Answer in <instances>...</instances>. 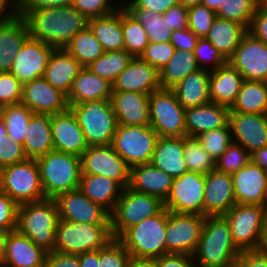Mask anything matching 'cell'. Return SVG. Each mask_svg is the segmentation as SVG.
<instances>
[{
    "label": "cell",
    "mask_w": 267,
    "mask_h": 267,
    "mask_svg": "<svg viewBox=\"0 0 267 267\" xmlns=\"http://www.w3.org/2000/svg\"><path fill=\"white\" fill-rule=\"evenodd\" d=\"M138 9L163 14L172 6L179 3V0H130Z\"/></svg>",
    "instance_id": "65"
},
{
    "label": "cell",
    "mask_w": 267,
    "mask_h": 267,
    "mask_svg": "<svg viewBox=\"0 0 267 267\" xmlns=\"http://www.w3.org/2000/svg\"><path fill=\"white\" fill-rule=\"evenodd\" d=\"M9 232L0 230V266L4 263L6 239Z\"/></svg>",
    "instance_id": "70"
},
{
    "label": "cell",
    "mask_w": 267,
    "mask_h": 267,
    "mask_svg": "<svg viewBox=\"0 0 267 267\" xmlns=\"http://www.w3.org/2000/svg\"><path fill=\"white\" fill-rule=\"evenodd\" d=\"M251 161V154L240 144L232 142L221 156L215 160L217 171L232 174Z\"/></svg>",
    "instance_id": "49"
},
{
    "label": "cell",
    "mask_w": 267,
    "mask_h": 267,
    "mask_svg": "<svg viewBox=\"0 0 267 267\" xmlns=\"http://www.w3.org/2000/svg\"><path fill=\"white\" fill-rule=\"evenodd\" d=\"M69 108L75 114L88 146L112 143L118 124L110 100L87 101Z\"/></svg>",
    "instance_id": "7"
},
{
    "label": "cell",
    "mask_w": 267,
    "mask_h": 267,
    "mask_svg": "<svg viewBox=\"0 0 267 267\" xmlns=\"http://www.w3.org/2000/svg\"><path fill=\"white\" fill-rule=\"evenodd\" d=\"M164 21H167L169 29L186 30L188 27V8L180 3L172 6L169 10L162 14Z\"/></svg>",
    "instance_id": "58"
},
{
    "label": "cell",
    "mask_w": 267,
    "mask_h": 267,
    "mask_svg": "<svg viewBox=\"0 0 267 267\" xmlns=\"http://www.w3.org/2000/svg\"><path fill=\"white\" fill-rule=\"evenodd\" d=\"M19 0H0V25L7 23L17 14Z\"/></svg>",
    "instance_id": "66"
},
{
    "label": "cell",
    "mask_w": 267,
    "mask_h": 267,
    "mask_svg": "<svg viewBox=\"0 0 267 267\" xmlns=\"http://www.w3.org/2000/svg\"><path fill=\"white\" fill-rule=\"evenodd\" d=\"M112 84L83 67L74 79L68 94V106L87 101L110 100Z\"/></svg>",
    "instance_id": "31"
},
{
    "label": "cell",
    "mask_w": 267,
    "mask_h": 267,
    "mask_svg": "<svg viewBox=\"0 0 267 267\" xmlns=\"http://www.w3.org/2000/svg\"><path fill=\"white\" fill-rule=\"evenodd\" d=\"M183 155L188 171L206 175L215 170V159L202 148L196 137L184 136Z\"/></svg>",
    "instance_id": "46"
},
{
    "label": "cell",
    "mask_w": 267,
    "mask_h": 267,
    "mask_svg": "<svg viewBox=\"0 0 267 267\" xmlns=\"http://www.w3.org/2000/svg\"><path fill=\"white\" fill-rule=\"evenodd\" d=\"M174 178L151 163L130 168L128 188L133 191L166 200Z\"/></svg>",
    "instance_id": "26"
},
{
    "label": "cell",
    "mask_w": 267,
    "mask_h": 267,
    "mask_svg": "<svg viewBox=\"0 0 267 267\" xmlns=\"http://www.w3.org/2000/svg\"><path fill=\"white\" fill-rule=\"evenodd\" d=\"M175 50L170 41L162 43L149 42L140 58L159 72L169 62Z\"/></svg>",
    "instance_id": "53"
},
{
    "label": "cell",
    "mask_w": 267,
    "mask_h": 267,
    "mask_svg": "<svg viewBox=\"0 0 267 267\" xmlns=\"http://www.w3.org/2000/svg\"><path fill=\"white\" fill-rule=\"evenodd\" d=\"M82 68L83 66L64 48L54 49L49 58L44 78L67 97L74 79Z\"/></svg>",
    "instance_id": "30"
},
{
    "label": "cell",
    "mask_w": 267,
    "mask_h": 267,
    "mask_svg": "<svg viewBox=\"0 0 267 267\" xmlns=\"http://www.w3.org/2000/svg\"><path fill=\"white\" fill-rule=\"evenodd\" d=\"M150 126L161 137H184L185 109L171 89H159L149 95Z\"/></svg>",
    "instance_id": "12"
},
{
    "label": "cell",
    "mask_w": 267,
    "mask_h": 267,
    "mask_svg": "<svg viewBox=\"0 0 267 267\" xmlns=\"http://www.w3.org/2000/svg\"><path fill=\"white\" fill-rule=\"evenodd\" d=\"M130 259L129 252L114 238L99 249V267H127Z\"/></svg>",
    "instance_id": "52"
},
{
    "label": "cell",
    "mask_w": 267,
    "mask_h": 267,
    "mask_svg": "<svg viewBox=\"0 0 267 267\" xmlns=\"http://www.w3.org/2000/svg\"><path fill=\"white\" fill-rule=\"evenodd\" d=\"M133 57L125 50L106 51L87 68L94 74L113 84Z\"/></svg>",
    "instance_id": "43"
},
{
    "label": "cell",
    "mask_w": 267,
    "mask_h": 267,
    "mask_svg": "<svg viewBox=\"0 0 267 267\" xmlns=\"http://www.w3.org/2000/svg\"><path fill=\"white\" fill-rule=\"evenodd\" d=\"M243 81V76L228 62L211 71L209 77L210 101L231 107Z\"/></svg>",
    "instance_id": "32"
},
{
    "label": "cell",
    "mask_w": 267,
    "mask_h": 267,
    "mask_svg": "<svg viewBox=\"0 0 267 267\" xmlns=\"http://www.w3.org/2000/svg\"><path fill=\"white\" fill-rule=\"evenodd\" d=\"M25 133L23 148L28 158L36 159L54 150L51 115L34 113Z\"/></svg>",
    "instance_id": "35"
},
{
    "label": "cell",
    "mask_w": 267,
    "mask_h": 267,
    "mask_svg": "<svg viewBox=\"0 0 267 267\" xmlns=\"http://www.w3.org/2000/svg\"><path fill=\"white\" fill-rule=\"evenodd\" d=\"M247 32L248 29L237 22L216 17L205 38L228 60Z\"/></svg>",
    "instance_id": "37"
},
{
    "label": "cell",
    "mask_w": 267,
    "mask_h": 267,
    "mask_svg": "<svg viewBox=\"0 0 267 267\" xmlns=\"http://www.w3.org/2000/svg\"><path fill=\"white\" fill-rule=\"evenodd\" d=\"M199 37L190 29L172 31L170 42L177 50L193 52Z\"/></svg>",
    "instance_id": "61"
},
{
    "label": "cell",
    "mask_w": 267,
    "mask_h": 267,
    "mask_svg": "<svg viewBox=\"0 0 267 267\" xmlns=\"http://www.w3.org/2000/svg\"><path fill=\"white\" fill-rule=\"evenodd\" d=\"M261 0H224L217 17L237 22L249 29Z\"/></svg>",
    "instance_id": "47"
},
{
    "label": "cell",
    "mask_w": 267,
    "mask_h": 267,
    "mask_svg": "<svg viewBox=\"0 0 267 267\" xmlns=\"http://www.w3.org/2000/svg\"><path fill=\"white\" fill-rule=\"evenodd\" d=\"M124 50L132 57H140L149 44L144 27L122 6Z\"/></svg>",
    "instance_id": "45"
},
{
    "label": "cell",
    "mask_w": 267,
    "mask_h": 267,
    "mask_svg": "<svg viewBox=\"0 0 267 267\" xmlns=\"http://www.w3.org/2000/svg\"><path fill=\"white\" fill-rule=\"evenodd\" d=\"M158 134L149 126L118 124L112 140V147L131 168L151 162Z\"/></svg>",
    "instance_id": "11"
},
{
    "label": "cell",
    "mask_w": 267,
    "mask_h": 267,
    "mask_svg": "<svg viewBox=\"0 0 267 267\" xmlns=\"http://www.w3.org/2000/svg\"><path fill=\"white\" fill-rule=\"evenodd\" d=\"M52 139L55 151L81 156L88 148L84 133L73 111L51 115Z\"/></svg>",
    "instance_id": "23"
},
{
    "label": "cell",
    "mask_w": 267,
    "mask_h": 267,
    "mask_svg": "<svg viewBox=\"0 0 267 267\" xmlns=\"http://www.w3.org/2000/svg\"><path fill=\"white\" fill-rule=\"evenodd\" d=\"M248 32L267 44V7L261 2L256 8V13L253 16Z\"/></svg>",
    "instance_id": "59"
},
{
    "label": "cell",
    "mask_w": 267,
    "mask_h": 267,
    "mask_svg": "<svg viewBox=\"0 0 267 267\" xmlns=\"http://www.w3.org/2000/svg\"><path fill=\"white\" fill-rule=\"evenodd\" d=\"M20 103L37 114L53 115L65 112L69 108L66 96L44 77H38L22 85Z\"/></svg>",
    "instance_id": "19"
},
{
    "label": "cell",
    "mask_w": 267,
    "mask_h": 267,
    "mask_svg": "<svg viewBox=\"0 0 267 267\" xmlns=\"http://www.w3.org/2000/svg\"><path fill=\"white\" fill-rule=\"evenodd\" d=\"M204 191L205 175L187 171L174 178L164 207L171 212L203 216Z\"/></svg>",
    "instance_id": "14"
},
{
    "label": "cell",
    "mask_w": 267,
    "mask_h": 267,
    "mask_svg": "<svg viewBox=\"0 0 267 267\" xmlns=\"http://www.w3.org/2000/svg\"><path fill=\"white\" fill-rule=\"evenodd\" d=\"M64 49L83 67L89 66L105 52L88 26L77 33Z\"/></svg>",
    "instance_id": "42"
},
{
    "label": "cell",
    "mask_w": 267,
    "mask_h": 267,
    "mask_svg": "<svg viewBox=\"0 0 267 267\" xmlns=\"http://www.w3.org/2000/svg\"><path fill=\"white\" fill-rule=\"evenodd\" d=\"M264 207H265V209L267 211V192H266V198H265V202H264Z\"/></svg>",
    "instance_id": "75"
},
{
    "label": "cell",
    "mask_w": 267,
    "mask_h": 267,
    "mask_svg": "<svg viewBox=\"0 0 267 267\" xmlns=\"http://www.w3.org/2000/svg\"><path fill=\"white\" fill-rule=\"evenodd\" d=\"M217 17L216 13L205 5L188 8V27L199 38H205Z\"/></svg>",
    "instance_id": "51"
},
{
    "label": "cell",
    "mask_w": 267,
    "mask_h": 267,
    "mask_svg": "<svg viewBox=\"0 0 267 267\" xmlns=\"http://www.w3.org/2000/svg\"><path fill=\"white\" fill-rule=\"evenodd\" d=\"M80 191L92 202L100 205L109 214L115 209L123 187L114 179L96 175L81 174Z\"/></svg>",
    "instance_id": "33"
},
{
    "label": "cell",
    "mask_w": 267,
    "mask_h": 267,
    "mask_svg": "<svg viewBox=\"0 0 267 267\" xmlns=\"http://www.w3.org/2000/svg\"><path fill=\"white\" fill-rule=\"evenodd\" d=\"M194 54L200 69L213 71L227 63V60L206 38H199Z\"/></svg>",
    "instance_id": "50"
},
{
    "label": "cell",
    "mask_w": 267,
    "mask_h": 267,
    "mask_svg": "<svg viewBox=\"0 0 267 267\" xmlns=\"http://www.w3.org/2000/svg\"><path fill=\"white\" fill-rule=\"evenodd\" d=\"M232 141L250 154L267 146V114L229 113Z\"/></svg>",
    "instance_id": "20"
},
{
    "label": "cell",
    "mask_w": 267,
    "mask_h": 267,
    "mask_svg": "<svg viewBox=\"0 0 267 267\" xmlns=\"http://www.w3.org/2000/svg\"><path fill=\"white\" fill-rule=\"evenodd\" d=\"M88 27L105 52L124 50L122 5L110 15L88 19Z\"/></svg>",
    "instance_id": "38"
},
{
    "label": "cell",
    "mask_w": 267,
    "mask_h": 267,
    "mask_svg": "<svg viewBox=\"0 0 267 267\" xmlns=\"http://www.w3.org/2000/svg\"><path fill=\"white\" fill-rule=\"evenodd\" d=\"M73 0H19L17 10H39L72 5Z\"/></svg>",
    "instance_id": "64"
},
{
    "label": "cell",
    "mask_w": 267,
    "mask_h": 267,
    "mask_svg": "<svg viewBox=\"0 0 267 267\" xmlns=\"http://www.w3.org/2000/svg\"><path fill=\"white\" fill-rule=\"evenodd\" d=\"M25 20L29 36L52 46L65 48L88 26V19L72 5L39 10H17Z\"/></svg>",
    "instance_id": "1"
},
{
    "label": "cell",
    "mask_w": 267,
    "mask_h": 267,
    "mask_svg": "<svg viewBox=\"0 0 267 267\" xmlns=\"http://www.w3.org/2000/svg\"><path fill=\"white\" fill-rule=\"evenodd\" d=\"M127 267H158L156 259L136 258L132 257Z\"/></svg>",
    "instance_id": "69"
},
{
    "label": "cell",
    "mask_w": 267,
    "mask_h": 267,
    "mask_svg": "<svg viewBox=\"0 0 267 267\" xmlns=\"http://www.w3.org/2000/svg\"><path fill=\"white\" fill-rule=\"evenodd\" d=\"M0 189L18 205L45 199L39 167L35 159L16 163L0 170Z\"/></svg>",
    "instance_id": "9"
},
{
    "label": "cell",
    "mask_w": 267,
    "mask_h": 267,
    "mask_svg": "<svg viewBox=\"0 0 267 267\" xmlns=\"http://www.w3.org/2000/svg\"><path fill=\"white\" fill-rule=\"evenodd\" d=\"M230 112L267 114V82L244 80Z\"/></svg>",
    "instance_id": "39"
},
{
    "label": "cell",
    "mask_w": 267,
    "mask_h": 267,
    "mask_svg": "<svg viewBox=\"0 0 267 267\" xmlns=\"http://www.w3.org/2000/svg\"><path fill=\"white\" fill-rule=\"evenodd\" d=\"M209 70L199 69L190 73L177 83L171 90L184 109L202 106L210 103Z\"/></svg>",
    "instance_id": "36"
},
{
    "label": "cell",
    "mask_w": 267,
    "mask_h": 267,
    "mask_svg": "<svg viewBox=\"0 0 267 267\" xmlns=\"http://www.w3.org/2000/svg\"><path fill=\"white\" fill-rule=\"evenodd\" d=\"M47 252L17 230L8 233L3 265L6 267H41Z\"/></svg>",
    "instance_id": "28"
},
{
    "label": "cell",
    "mask_w": 267,
    "mask_h": 267,
    "mask_svg": "<svg viewBox=\"0 0 267 267\" xmlns=\"http://www.w3.org/2000/svg\"><path fill=\"white\" fill-rule=\"evenodd\" d=\"M235 204L231 174L216 169L206 174L203 216H224Z\"/></svg>",
    "instance_id": "22"
},
{
    "label": "cell",
    "mask_w": 267,
    "mask_h": 267,
    "mask_svg": "<svg viewBox=\"0 0 267 267\" xmlns=\"http://www.w3.org/2000/svg\"><path fill=\"white\" fill-rule=\"evenodd\" d=\"M156 260L158 267H196L194 257L185 253H167Z\"/></svg>",
    "instance_id": "62"
},
{
    "label": "cell",
    "mask_w": 267,
    "mask_h": 267,
    "mask_svg": "<svg viewBox=\"0 0 267 267\" xmlns=\"http://www.w3.org/2000/svg\"><path fill=\"white\" fill-rule=\"evenodd\" d=\"M35 160L39 167L45 199H56L60 194L79 189V156L53 150Z\"/></svg>",
    "instance_id": "4"
},
{
    "label": "cell",
    "mask_w": 267,
    "mask_h": 267,
    "mask_svg": "<svg viewBox=\"0 0 267 267\" xmlns=\"http://www.w3.org/2000/svg\"><path fill=\"white\" fill-rule=\"evenodd\" d=\"M204 218L166 209V254L185 253L193 256L199 244Z\"/></svg>",
    "instance_id": "13"
},
{
    "label": "cell",
    "mask_w": 267,
    "mask_h": 267,
    "mask_svg": "<svg viewBox=\"0 0 267 267\" xmlns=\"http://www.w3.org/2000/svg\"><path fill=\"white\" fill-rule=\"evenodd\" d=\"M18 204L0 189V230L11 232L17 227Z\"/></svg>",
    "instance_id": "57"
},
{
    "label": "cell",
    "mask_w": 267,
    "mask_h": 267,
    "mask_svg": "<svg viewBox=\"0 0 267 267\" xmlns=\"http://www.w3.org/2000/svg\"><path fill=\"white\" fill-rule=\"evenodd\" d=\"M22 97V84L10 72H0V108L18 104Z\"/></svg>",
    "instance_id": "55"
},
{
    "label": "cell",
    "mask_w": 267,
    "mask_h": 267,
    "mask_svg": "<svg viewBox=\"0 0 267 267\" xmlns=\"http://www.w3.org/2000/svg\"><path fill=\"white\" fill-rule=\"evenodd\" d=\"M46 262L51 267H80L78 255L60 251L48 252Z\"/></svg>",
    "instance_id": "63"
},
{
    "label": "cell",
    "mask_w": 267,
    "mask_h": 267,
    "mask_svg": "<svg viewBox=\"0 0 267 267\" xmlns=\"http://www.w3.org/2000/svg\"><path fill=\"white\" fill-rule=\"evenodd\" d=\"M7 133H6V126L4 121L0 117V141L3 139H7Z\"/></svg>",
    "instance_id": "73"
},
{
    "label": "cell",
    "mask_w": 267,
    "mask_h": 267,
    "mask_svg": "<svg viewBox=\"0 0 267 267\" xmlns=\"http://www.w3.org/2000/svg\"><path fill=\"white\" fill-rule=\"evenodd\" d=\"M224 217L230 224L232 241L240 251L261 248L267 218L264 206L235 204Z\"/></svg>",
    "instance_id": "10"
},
{
    "label": "cell",
    "mask_w": 267,
    "mask_h": 267,
    "mask_svg": "<svg viewBox=\"0 0 267 267\" xmlns=\"http://www.w3.org/2000/svg\"><path fill=\"white\" fill-rule=\"evenodd\" d=\"M229 113L230 107L213 102L185 109L186 136L197 137L202 132L227 126Z\"/></svg>",
    "instance_id": "27"
},
{
    "label": "cell",
    "mask_w": 267,
    "mask_h": 267,
    "mask_svg": "<svg viewBox=\"0 0 267 267\" xmlns=\"http://www.w3.org/2000/svg\"><path fill=\"white\" fill-rule=\"evenodd\" d=\"M112 239L111 224L75 223L59 219L54 251L79 255L102 249Z\"/></svg>",
    "instance_id": "6"
},
{
    "label": "cell",
    "mask_w": 267,
    "mask_h": 267,
    "mask_svg": "<svg viewBox=\"0 0 267 267\" xmlns=\"http://www.w3.org/2000/svg\"><path fill=\"white\" fill-rule=\"evenodd\" d=\"M27 159L23 144L15 142L10 137L0 141V170Z\"/></svg>",
    "instance_id": "56"
},
{
    "label": "cell",
    "mask_w": 267,
    "mask_h": 267,
    "mask_svg": "<svg viewBox=\"0 0 267 267\" xmlns=\"http://www.w3.org/2000/svg\"><path fill=\"white\" fill-rule=\"evenodd\" d=\"M34 113L24 104L18 103L0 108V117L6 126L7 136L23 144L25 131Z\"/></svg>",
    "instance_id": "44"
},
{
    "label": "cell",
    "mask_w": 267,
    "mask_h": 267,
    "mask_svg": "<svg viewBox=\"0 0 267 267\" xmlns=\"http://www.w3.org/2000/svg\"><path fill=\"white\" fill-rule=\"evenodd\" d=\"M261 249L267 252V218H266V223H265L264 237H263Z\"/></svg>",
    "instance_id": "74"
},
{
    "label": "cell",
    "mask_w": 267,
    "mask_h": 267,
    "mask_svg": "<svg viewBox=\"0 0 267 267\" xmlns=\"http://www.w3.org/2000/svg\"><path fill=\"white\" fill-rule=\"evenodd\" d=\"M81 174H96L128 187L130 167L117 154L112 145L88 146L80 156Z\"/></svg>",
    "instance_id": "15"
},
{
    "label": "cell",
    "mask_w": 267,
    "mask_h": 267,
    "mask_svg": "<svg viewBox=\"0 0 267 267\" xmlns=\"http://www.w3.org/2000/svg\"><path fill=\"white\" fill-rule=\"evenodd\" d=\"M110 101L117 124L150 125L149 95L139 92L112 91Z\"/></svg>",
    "instance_id": "25"
},
{
    "label": "cell",
    "mask_w": 267,
    "mask_h": 267,
    "mask_svg": "<svg viewBox=\"0 0 267 267\" xmlns=\"http://www.w3.org/2000/svg\"><path fill=\"white\" fill-rule=\"evenodd\" d=\"M123 7L134 17L146 30L149 42L162 43L169 42L172 31L169 29L167 21H164L163 15L138 9L130 0H121Z\"/></svg>",
    "instance_id": "41"
},
{
    "label": "cell",
    "mask_w": 267,
    "mask_h": 267,
    "mask_svg": "<svg viewBox=\"0 0 267 267\" xmlns=\"http://www.w3.org/2000/svg\"><path fill=\"white\" fill-rule=\"evenodd\" d=\"M29 36L25 20L17 13L0 25V72H9L23 42Z\"/></svg>",
    "instance_id": "34"
},
{
    "label": "cell",
    "mask_w": 267,
    "mask_h": 267,
    "mask_svg": "<svg viewBox=\"0 0 267 267\" xmlns=\"http://www.w3.org/2000/svg\"><path fill=\"white\" fill-rule=\"evenodd\" d=\"M112 0H73L72 6L82 13L87 19L104 17L114 13L118 8L120 1L114 3Z\"/></svg>",
    "instance_id": "54"
},
{
    "label": "cell",
    "mask_w": 267,
    "mask_h": 267,
    "mask_svg": "<svg viewBox=\"0 0 267 267\" xmlns=\"http://www.w3.org/2000/svg\"><path fill=\"white\" fill-rule=\"evenodd\" d=\"M166 208L127 228L117 240L132 257L156 259L166 254Z\"/></svg>",
    "instance_id": "5"
},
{
    "label": "cell",
    "mask_w": 267,
    "mask_h": 267,
    "mask_svg": "<svg viewBox=\"0 0 267 267\" xmlns=\"http://www.w3.org/2000/svg\"><path fill=\"white\" fill-rule=\"evenodd\" d=\"M164 202L155 196L123 188L115 209L110 214L111 234L117 239L127 228L159 214Z\"/></svg>",
    "instance_id": "8"
},
{
    "label": "cell",
    "mask_w": 267,
    "mask_h": 267,
    "mask_svg": "<svg viewBox=\"0 0 267 267\" xmlns=\"http://www.w3.org/2000/svg\"><path fill=\"white\" fill-rule=\"evenodd\" d=\"M54 49L52 46L28 36L17 53L9 72L22 85L38 77H44Z\"/></svg>",
    "instance_id": "17"
},
{
    "label": "cell",
    "mask_w": 267,
    "mask_h": 267,
    "mask_svg": "<svg viewBox=\"0 0 267 267\" xmlns=\"http://www.w3.org/2000/svg\"><path fill=\"white\" fill-rule=\"evenodd\" d=\"M194 52L175 50L169 62L159 71L161 89H171L190 73L199 70Z\"/></svg>",
    "instance_id": "40"
},
{
    "label": "cell",
    "mask_w": 267,
    "mask_h": 267,
    "mask_svg": "<svg viewBox=\"0 0 267 267\" xmlns=\"http://www.w3.org/2000/svg\"><path fill=\"white\" fill-rule=\"evenodd\" d=\"M261 3L267 7V0H261Z\"/></svg>",
    "instance_id": "76"
},
{
    "label": "cell",
    "mask_w": 267,
    "mask_h": 267,
    "mask_svg": "<svg viewBox=\"0 0 267 267\" xmlns=\"http://www.w3.org/2000/svg\"><path fill=\"white\" fill-rule=\"evenodd\" d=\"M59 219L75 223L110 224V214L92 202L80 189L60 194L55 199Z\"/></svg>",
    "instance_id": "18"
},
{
    "label": "cell",
    "mask_w": 267,
    "mask_h": 267,
    "mask_svg": "<svg viewBox=\"0 0 267 267\" xmlns=\"http://www.w3.org/2000/svg\"><path fill=\"white\" fill-rule=\"evenodd\" d=\"M59 211L55 199L18 205L16 230L47 253L55 249Z\"/></svg>",
    "instance_id": "3"
},
{
    "label": "cell",
    "mask_w": 267,
    "mask_h": 267,
    "mask_svg": "<svg viewBox=\"0 0 267 267\" xmlns=\"http://www.w3.org/2000/svg\"><path fill=\"white\" fill-rule=\"evenodd\" d=\"M159 89V72L140 57H133L112 84V91L139 92L147 95Z\"/></svg>",
    "instance_id": "24"
},
{
    "label": "cell",
    "mask_w": 267,
    "mask_h": 267,
    "mask_svg": "<svg viewBox=\"0 0 267 267\" xmlns=\"http://www.w3.org/2000/svg\"><path fill=\"white\" fill-rule=\"evenodd\" d=\"M224 0H202L201 4L205 5L210 10L215 13L219 10L220 6L223 4Z\"/></svg>",
    "instance_id": "71"
},
{
    "label": "cell",
    "mask_w": 267,
    "mask_h": 267,
    "mask_svg": "<svg viewBox=\"0 0 267 267\" xmlns=\"http://www.w3.org/2000/svg\"><path fill=\"white\" fill-rule=\"evenodd\" d=\"M184 152V137H158L151 164L173 178L188 171Z\"/></svg>",
    "instance_id": "29"
},
{
    "label": "cell",
    "mask_w": 267,
    "mask_h": 267,
    "mask_svg": "<svg viewBox=\"0 0 267 267\" xmlns=\"http://www.w3.org/2000/svg\"><path fill=\"white\" fill-rule=\"evenodd\" d=\"M202 0H179V3L185 8H191L193 6L201 4Z\"/></svg>",
    "instance_id": "72"
},
{
    "label": "cell",
    "mask_w": 267,
    "mask_h": 267,
    "mask_svg": "<svg viewBox=\"0 0 267 267\" xmlns=\"http://www.w3.org/2000/svg\"><path fill=\"white\" fill-rule=\"evenodd\" d=\"M80 267H99V250L79 254Z\"/></svg>",
    "instance_id": "67"
},
{
    "label": "cell",
    "mask_w": 267,
    "mask_h": 267,
    "mask_svg": "<svg viewBox=\"0 0 267 267\" xmlns=\"http://www.w3.org/2000/svg\"><path fill=\"white\" fill-rule=\"evenodd\" d=\"M236 204L264 206L267 192V172L253 161L232 173Z\"/></svg>",
    "instance_id": "21"
},
{
    "label": "cell",
    "mask_w": 267,
    "mask_h": 267,
    "mask_svg": "<svg viewBox=\"0 0 267 267\" xmlns=\"http://www.w3.org/2000/svg\"><path fill=\"white\" fill-rule=\"evenodd\" d=\"M196 138L200 142L202 148L215 160H217L233 142L230 124L211 131L202 132Z\"/></svg>",
    "instance_id": "48"
},
{
    "label": "cell",
    "mask_w": 267,
    "mask_h": 267,
    "mask_svg": "<svg viewBox=\"0 0 267 267\" xmlns=\"http://www.w3.org/2000/svg\"><path fill=\"white\" fill-rule=\"evenodd\" d=\"M41 267H51L47 262H45Z\"/></svg>",
    "instance_id": "77"
},
{
    "label": "cell",
    "mask_w": 267,
    "mask_h": 267,
    "mask_svg": "<svg viewBox=\"0 0 267 267\" xmlns=\"http://www.w3.org/2000/svg\"><path fill=\"white\" fill-rule=\"evenodd\" d=\"M227 62L244 80L267 82V44L247 32Z\"/></svg>",
    "instance_id": "16"
},
{
    "label": "cell",
    "mask_w": 267,
    "mask_h": 267,
    "mask_svg": "<svg viewBox=\"0 0 267 267\" xmlns=\"http://www.w3.org/2000/svg\"><path fill=\"white\" fill-rule=\"evenodd\" d=\"M251 161L267 172V146L253 152L251 154Z\"/></svg>",
    "instance_id": "68"
},
{
    "label": "cell",
    "mask_w": 267,
    "mask_h": 267,
    "mask_svg": "<svg viewBox=\"0 0 267 267\" xmlns=\"http://www.w3.org/2000/svg\"><path fill=\"white\" fill-rule=\"evenodd\" d=\"M241 251L232 241L224 216H205L198 247L193 254L196 267H235Z\"/></svg>",
    "instance_id": "2"
},
{
    "label": "cell",
    "mask_w": 267,
    "mask_h": 267,
    "mask_svg": "<svg viewBox=\"0 0 267 267\" xmlns=\"http://www.w3.org/2000/svg\"><path fill=\"white\" fill-rule=\"evenodd\" d=\"M235 267H267V252L260 249L241 251Z\"/></svg>",
    "instance_id": "60"
}]
</instances>
